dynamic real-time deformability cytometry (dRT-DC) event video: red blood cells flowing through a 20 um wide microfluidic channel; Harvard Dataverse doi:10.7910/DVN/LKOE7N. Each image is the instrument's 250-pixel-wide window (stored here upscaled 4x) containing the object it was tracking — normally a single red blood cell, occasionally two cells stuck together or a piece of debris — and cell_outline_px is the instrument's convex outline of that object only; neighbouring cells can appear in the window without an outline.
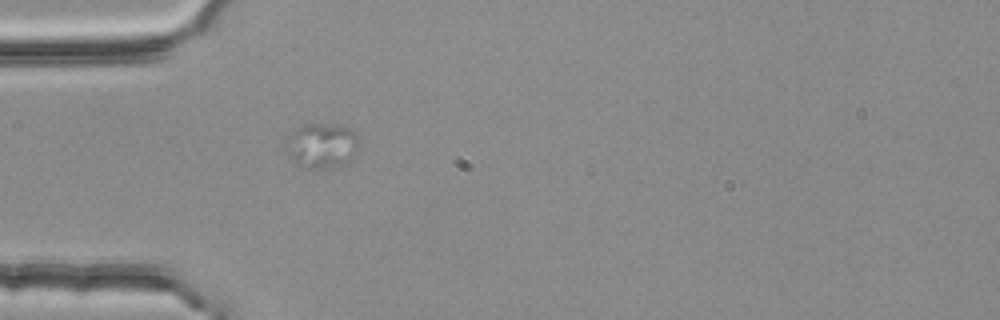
{"species": "common noctule bat (a hibernating species)", "species_latin": "Nyctalus noctula", "temperature_condition": "room temperature", "stored_images_in_passage": 23, "camera_frame_rate_fps": 3000, "um_per_image_px": 0.085, "animal": {"sex": "female", "body_mass_g": 25.1}, "frame": {"image": 1, "passage_image": 10, "time_ms": 3.0, "image_size_px": [1000, 320], "cell_outline_px": [[360, 144], [344, 164], [320, 168], [304, 168], [296, 164], [284, 152], [284, 140], [296, 128], [304, 124], [328, 124], [348, 128], [356, 136]], "centroid_in_image_um": [27.24, 12.37], "position_along_channel_um": 57.8, "area_um2": 19.02}}
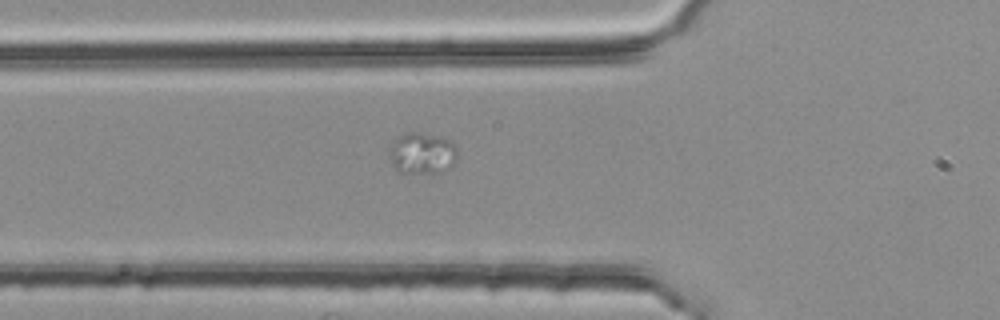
{"frame": {"image": 2, "passage_image": 13, "time_ms": 4.0, "image_size_px": [1000, 320], "cell_outline_px": [[456, 160], [452, 168], [440, 172], [400, 172], [392, 164], [388, 156], [388, 148], [392, 140], [408, 132], [420, 132], [448, 140], [456, 148]], "centroid_in_image_um": [35.84, 13.03], "position_along_channel_um": 90.0, "area_um2": 16.36}}